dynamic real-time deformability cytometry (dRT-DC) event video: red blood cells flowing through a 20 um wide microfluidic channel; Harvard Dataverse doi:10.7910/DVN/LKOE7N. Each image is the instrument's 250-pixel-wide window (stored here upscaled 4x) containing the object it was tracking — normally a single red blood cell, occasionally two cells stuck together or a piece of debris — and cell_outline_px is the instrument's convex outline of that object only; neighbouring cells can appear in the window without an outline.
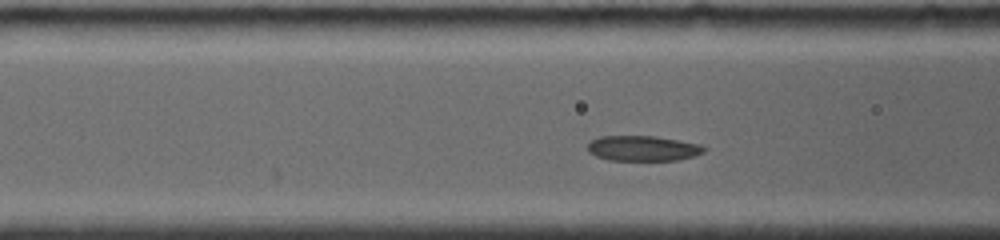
{"species": "common noctule bat (a hibernating species)", "species_latin": "Nyctalus noctula", "temperature_condition": "room temperature", "stored_images_in_passage": 5, "camera_frame_rate_fps": 4000, "um_per_image_px": 0.085, "animal": {"sex": "female", "body_mass_g": 19.0, "forearm_length_mm": 56.7}, "frame": {"image": 1, "passage_image": 5, "time_ms": 2.75, "image_size_px": [1000, 240], "cell_outline_px": [[708, 148], [704, 152], [696, 156], [676, 160], [608, 160], [596, 156], [588, 152], [588, 144], [592, 140], [600, 136], [656, 136], [700, 144]], "centroid_in_image_um": [54.67, 12.61], "position_along_channel_um": 111.9, "area_um2": 17.22}}